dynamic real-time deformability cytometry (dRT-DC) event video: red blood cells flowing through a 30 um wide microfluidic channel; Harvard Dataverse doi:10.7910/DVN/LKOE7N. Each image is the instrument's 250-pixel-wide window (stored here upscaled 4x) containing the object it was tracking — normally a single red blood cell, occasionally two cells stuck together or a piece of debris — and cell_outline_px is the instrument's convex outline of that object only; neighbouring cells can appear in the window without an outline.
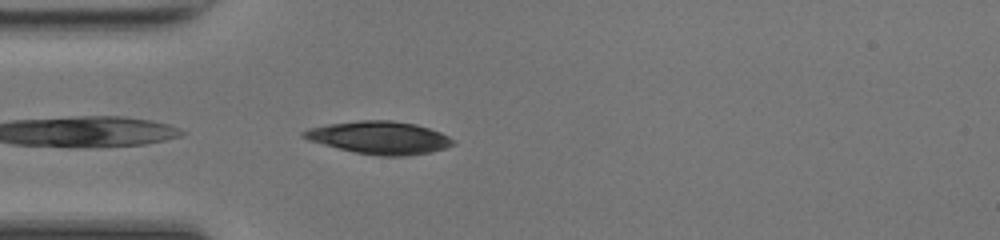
{"species": "common noctule bat (a hibernating species)", "species_latin": "Nyctalus noctula", "temperature_condition": "room temperature", "stored_images_in_passage": 7, "camera_frame_rate_fps": 3000, "um_per_image_px": 0.085, "animal": {"sex": "female", "body_mass_g": 17.0, "forearm_length_mm": 48.0}, "frame": {"image": 1, "passage_image": 1, "time_ms": 0.0, "image_size_px": [1000, 240], "cell_outline_px": [[456, 144], [444, 148], [428, 152], [404, 156], [380, 156], [356, 152], [308, 140], [300, 136], [300, 132], [308, 128], [328, 124], [356, 120], [392, 120], [416, 124], [440, 132], [456, 140]], "centroid_in_image_um": [32.25, 11.68], "position_along_channel_um": 52.8, "area_um2": 28.38}}
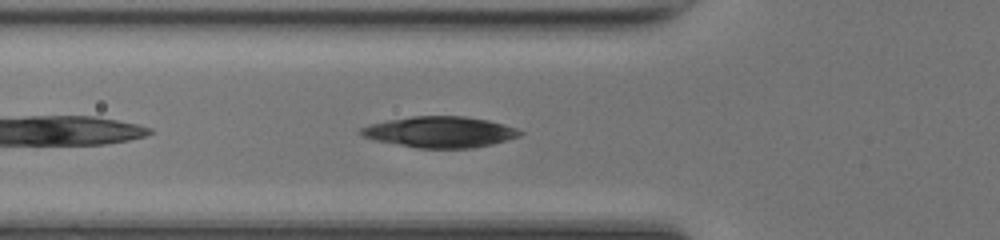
{"frame": {"image": 2, "passage_image": 4, "time_ms": 1.0, "image_size_px": [1000, 240], "cell_outline_px": [[524, 132], [520, 136], [508, 140], [492, 144], [472, 148], [416, 148], [376, 140], [360, 136], [356, 132], [360, 128], [368, 124], [388, 120], [412, 116], [464, 116], [488, 120], [504, 124], [516, 128]], "centroid_in_image_um": [37.37, 11.22], "position_along_channel_um": 88.4, "area_um2": 28.96}}